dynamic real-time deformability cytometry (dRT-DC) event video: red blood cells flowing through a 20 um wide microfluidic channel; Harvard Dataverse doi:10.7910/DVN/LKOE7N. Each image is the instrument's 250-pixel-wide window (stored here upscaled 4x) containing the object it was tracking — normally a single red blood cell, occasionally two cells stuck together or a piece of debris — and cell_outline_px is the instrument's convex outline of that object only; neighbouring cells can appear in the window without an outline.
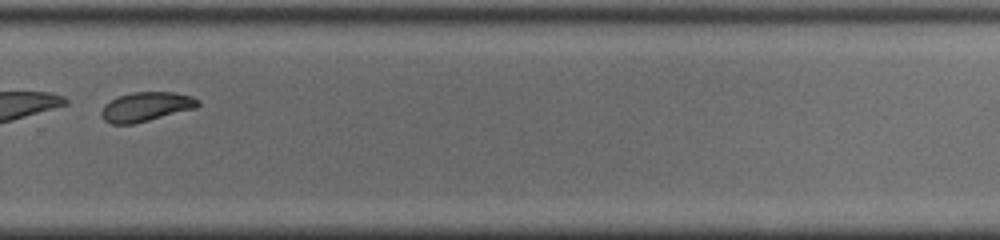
{"species": "common noctule bat (a hibernating species)", "species_latin": "Nyctalus noctula", "temperature_condition": "cold", "stored_images_in_passage": 43, "segment_of_instrument_passage": [2, 2], "camera_frame_rate_fps": 3000, "um_per_image_px": 0.085, "animal": {"sex": "male", "body_mass_g": 19.0, "forearm_length_mm": 50.8}, "frame": {"image": 1, "passage_image": 28, "time_ms": 9.0, "image_size_px": [1000, 240], "cell_outline_px": [[200, 104], [196, 108], [132, 124], [112, 124], [104, 120], [100, 116], [100, 112], [104, 104], [120, 96], [132, 92], [172, 92], [192, 96], [200, 100]], "centroid_in_image_um": [12.41, 9.07], "position_along_channel_um": 317.4, "area_um2": 16.42}}